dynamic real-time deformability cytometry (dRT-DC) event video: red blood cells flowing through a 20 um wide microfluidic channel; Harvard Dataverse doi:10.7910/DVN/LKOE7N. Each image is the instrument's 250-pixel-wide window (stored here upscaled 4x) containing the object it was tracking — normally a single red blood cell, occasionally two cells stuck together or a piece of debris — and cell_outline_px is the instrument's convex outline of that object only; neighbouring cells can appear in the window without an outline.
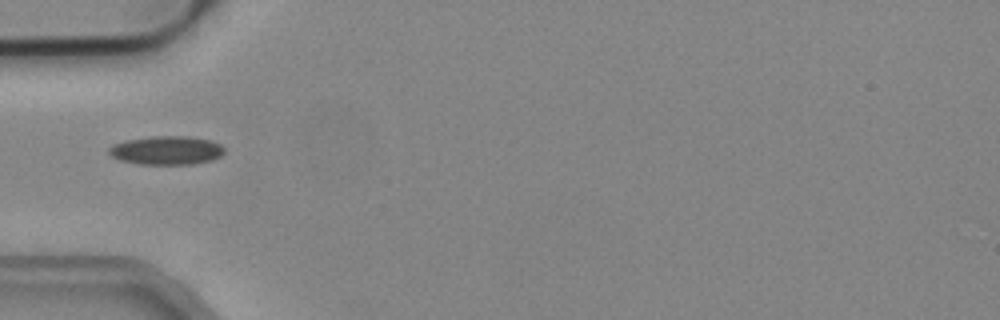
{"species": "common noctule bat (a hibernating species)", "species_latin": "Nyctalus noctula", "temperature_condition": "cold", "stored_images_in_passage": 3, "camera_frame_rate_fps": 3000, "um_per_image_px": 0.085, "animal": {"sex": "male", "body_mass_g": 19.2, "forearm_length_mm": 51.8}, "frame": {"image": 1, "passage_image": 1, "time_ms": 0.0, "image_size_px": [1000, 320], "cell_outline_px": [[224, 152], [220, 156], [212, 160], [192, 164], [140, 164], [120, 160], [112, 156], [108, 152], [108, 148], [112, 144], [124, 140], [152, 136], [188, 136], [208, 140], [220, 144], [224, 148]], "centroid_in_image_um": [14.12, 12.77], "position_along_channel_um": 70.9, "area_um2": 19.31}}